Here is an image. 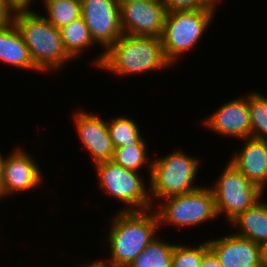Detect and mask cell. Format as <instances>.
<instances>
[{"mask_svg":"<svg viewBox=\"0 0 267 267\" xmlns=\"http://www.w3.org/2000/svg\"><path fill=\"white\" fill-rule=\"evenodd\" d=\"M194 157L177 149L153 160L148 180L152 206L156 205L153 199L160 201L171 196L196 191L201 187L193 184L201 167L199 164L201 160Z\"/></svg>","mask_w":267,"mask_h":267,"instance_id":"obj_4","label":"cell"},{"mask_svg":"<svg viewBox=\"0 0 267 267\" xmlns=\"http://www.w3.org/2000/svg\"><path fill=\"white\" fill-rule=\"evenodd\" d=\"M262 266L267 267V242L261 245Z\"/></svg>","mask_w":267,"mask_h":267,"instance_id":"obj_31","label":"cell"},{"mask_svg":"<svg viewBox=\"0 0 267 267\" xmlns=\"http://www.w3.org/2000/svg\"><path fill=\"white\" fill-rule=\"evenodd\" d=\"M72 117L77 136L84 150L90 154L93 165L111 161L115 147L110 137L107 121L93 111L88 113L78 110Z\"/></svg>","mask_w":267,"mask_h":267,"instance_id":"obj_12","label":"cell"},{"mask_svg":"<svg viewBox=\"0 0 267 267\" xmlns=\"http://www.w3.org/2000/svg\"><path fill=\"white\" fill-rule=\"evenodd\" d=\"M5 156L0 152V200H2V180H3V165Z\"/></svg>","mask_w":267,"mask_h":267,"instance_id":"obj_30","label":"cell"},{"mask_svg":"<svg viewBox=\"0 0 267 267\" xmlns=\"http://www.w3.org/2000/svg\"><path fill=\"white\" fill-rule=\"evenodd\" d=\"M207 116L202 122L215 134L238 140L251 137L248 95L221 104L214 113Z\"/></svg>","mask_w":267,"mask_h":267,"instance_id":"obj_13","label":"cell"},{"mask_svg":"<svg viewBox=\"0 0 267 267\" xmlns=\"http://www.w3.org/2000/svg\"><path fill=\"white\" fill-rule=\"evenodd\" d=\"M251 137L267 141V97L259 91L248 94Z\"/></svg>","mask_w":267,"mask_h":267,"instance_id":"obj_23","label":"cell"},{"mask_svg":"<svg viewBox=\"0 0 267 267\" xmlns=\"http://www.w3.org/2000/svg\"><path fill=\"white\" fill-rule=\"evenodd\" d=\"M205 2L210 5V6H213V7H219V2L221 3V0H205Z\"/></svg>","mask_w":267,"mask_h":267,"instance_id":"obj_32","label":"cell"},{"mask_svg":"<svg viewBox=\"0 0 267 267\" xmlns=\"http://www.w3.org/2000/svg\"><path fill=\"white\" fill-rule=\"evenodd\" d=\"M137 123L132 117L120 115L108 121L110 137L114 147H128L131 145H147L143 134Z\"/></svg>","mask_w":267,"mask_h":267,"instance_id":"obj_19","label":"cell"},{"mask_svg":"<svg viewBox=\"0 0 267 267\" xmlns=\"http://www.w3.org/2000/svg\"><path fill=\"white\" fill-rule=\"evenodd\" d=\"M15 8L7 1L0 0V28L13 22Z\"/></svg>","mask_w":267,"mask_h":267,"instance_id":"obj_26","label":"cell"},{"mask_svg":"<svg viewBox=\"0 0 267 267\" xmlns=\"http://www.w3.org/2000/svg\"><path fill=\"white\" fill-rule=\"evenodd\" d=\"M222 267H263L261 245L232 232L207 240Z\"/></svg>","mask_w":267,"mask_h":267,"instance_id":"obj_14","label":"cell"},{"mask_svg":"<svg viewBox=\"0 0 267 267\" xmlns=\"http://www.w3.org/2000/svg\"><path fill=\"white\" fill-rule=\"evenodd\" d=\"M46 16L44 18L57 29L81 17V0H41Z\"/></svg>","mask_w":267,"mask_h":267,"instance_id":"obj_21","label":"cell"},{"mask_svg":"<svg viewBox=\"0 0 267 267\" xmlns=\"http://www.w3.org/2000/svg\"><path fill=\"white\" fill-rule=\"evenodd\" d=\"M15 9L31 8L34 0H7ZM31 4V5H30Z\"/></svg>","mask_w":267,"mask_h":267,"instance_id":"obj_28","label":"cell"},{"mask_svg":"<svg viewBox=\"0 0 267 267\" xmlns=\"http://www.w3.org/2000/svg\"><path fill=\"white\" fill-rule=\"evenodd\" d=\"M161 202L159 208L153 207L158 217L159 230L166 224L182 229L186 226L200 227V224L218 219L214 194L209 185L187 194L162 199Z\"/></svg>","mask_w":267,"mask_h":267,"instance_id":"obj_7","label":"cell"},{"mask_svg":"<svg viewBox=\"0 0 267 267\" xmlns=\"http://www.w3.org/2000/svg\"><path fill=\"white\" fill-rule=\"evenodd\" d=\"M81 16L90 30L96 44L104 51L92 59L99 68L104 53L123 35L120 24V5L116 0H81Z\"/></svg>","mask_w":267,"mask_h":267,"instance_id":"obj_9","label":"cell"},{"mask_svg":"<svg viewBox=\"0 0 267 267\" xmlns=\"http://www.w3.org/2000/svg\"><path fill=\"white\" fill-rule=\"evenodd\" d=\"M167 12L198 10L203 8H215L208 5L205 0H160Z\"/></svg>","mask_w":267,"mask_h":267,"instance_id":"obj_25","label":"cell"},{"mask_svg":"<svg viewBox=\"0 0 267 267\" xmlns=\"http://www.w3.org/2000/svg\"><path fill=\"white\" fill-rule=\"evenodd\" d=\"M99 188L106 196L114 198L126 205L119 211H143L153 208L149 183L146 187L144 178L140 173L127 170L112 160L97 163ZM144 182V183H143Z\"/></svg>","mask_w":267,"mask_h":267,"instance_id":"obj_6","label":"cell"},{"mask_svg":"<svg viewBox=\"0 0 267 267\" xmlns=\"http://www.w3.org/2000/svg\"><path fill=\"white\" fill-rule=\"evenodd\" d=\"M155 237L128 267H172L175 244Z\"/></svg>","mask_w":267,"mask_h":267,"instance_id":"obj_20","label":"cell"},{"mask_svg":"<svg viewBox=\"0 0 267 267\" xmlns=\"http://www.w3.org/2000/svg\"><path fill=\"white\" fill-rule=\"evenodd\" d=\"M242 141L244 145L229 162L264 191L267 189V141L252 137Z\"/></svg>","mask_w":267,"mask_h":267,"instance_id":"obj_15","label":"cell"},{"mask_svg":"<svg viewBox=\"0 0 267 267\" xmlns=\"http://www.w3.org/2000/svg\"><path fill=\"white\" fill-rule=\"evenodd\" d=\"M13 23L28 47L31 60L40 73L62 71L65 63L74 59L67 53L60 29L49 23L44 15L29 9H15Z\"/></svg>","mask_w":267,"mask_h":267,"instance_id":"obj_2","label":"cell"},{"mask_svg":"<svg viewBox=\"0 0 267 267\" xmlns=\"http://www.w3.org/2000/svg\"><path fill=\"white\" fill-rule=\"evenodd\" d=\"M200 267H222L216 255L209 249L204 255Z\"/></svg>","mask_w":267,"mask_h":267,"instance_id":"obj_27","label":"cell"},{"mask_svg":"<svg viewBox=\"0 0 267 267\" xmlns=\"http://www.w3.org/2000/svg\"><path fill=\"white\" fill-rule=\"evenodd\" d=\"M22 147L5 156L3 165L2 198L36 190L44 181L43 173L33 155ZM36 188V189H35ZM16 193V194H15Z\"/></svg>","mask_w":267,"mask_h":267,"instance_id":"obj_11","label":"cell"},{"mask_svg":"<svg viewBox=\"0 0 267 267\" xmlns=\"http://www.w3.org/2000/svg\"><path fill=\"white\" fill-rule=\"evenodd\" d=\"M117 212L110 219L111 227L107 235L110 259L106 261L112 267H128L157 236L159 221L153 208Z\"/></svg>","mask_w":267,"mask_h":267,"instance_id":"obj_1","label":"cell"},{"mask_svg":"<svg viewBox=\"0 0 267 267\" xmlns=\"http://www.w3.org/2000/svg\"><path fill=\"white\" fill-rule=\"evenodd\" d=\"M103 258L102 260H96V262L88 263L87 265H82V267H112L106 260Z\"/></svg>","mask_w":267,"mask_h":267,"instance_id":"obj_29","label":"cell"},{"mask_svg":"<svg viewBox=\"0 0 267 267\" xmlns=\"http://www.w3.org/2000/svg\"><path fill=\"white\" fill-rule=\"evenodd\" d=\"M209 250L207 240L199 245L175 243L172 255V267H200L203 255Z\"/></svg>","mask_w":267,"mask_h":267,"instance_id":"obj_24","label":"cell"},{"mask_svg":"<svg viewBox=\"0 0 267 267\" xmlns=\"http://www.w3.org/2000/svg\"><path fill=\"white\" fill-rule=\"evenodd\" d=\"M217 8L167 12L161 42L166 60L174 66L207 32ZM174 64V65H173Z\"/></svg>","mask_w":267,"mask_h":267,"instance_id":"obj_5","label":"cell"},{"mask_svg":"<svg viewBox=\"0 0 267 267\" xmlns=\"http://www.w3.org/2000/svg\"><path fill=\"white\" fill-rule=\"evenodd\" d=\"M119 5H122L126 2H132V1H143V0H116Z\"/></svg>","mask_w":267,"mask_h":267,"instance_id":"obj_33","label":"cell"},{"mask_svg":"<svg viewBox=\"0 0 267 267\" xmlns=\"http://www.w3.org/2000/svg\"><path fill=\"white\" fill-rule=\"evenodd\" d=\"M262 200L263 197L230 223L238 228L235 234L260 245L267 242V201Z\"/></svg>","mask_w":267,"mask_h":267,"instance_id":"obj_17","label":"cell"},{"mask_svg":"<svg viewBox=\"0 0 267 267\" xmlns=\"http://www.w3.org/2000/svg\"><path fill=\"white\" fill-rule=\"evenodd\" d=\"M161 38L123 34L105 53L99 70L114 76H132L171 67Z\"/></svg>","mask_w":267,"mask_h":267,"instance_id":"obj_3","label":"cell"},{"mask_svg":"<svg viewBox=\"0 0 267 267\" xmlns=\"http://www.w3.org/2000/svg\"><path fill=\"white\" fill-rule=\"evenodd\" d=\"M60 33L65 50L74 60L95 44L82 16L60 28Z\"/></svg>","mask_w":267,"mask_h":267,"instance_id":"obj_18","label":"cell"},{"mask_svg":"<svg viewBox=\"0 0 267 267\" xmlns=\"http://www.w3.org/2000/svg\"><path fill=\"white\" fill-rule=\"evenodd\" d=\"M0 62L17 69L39 73L31 60L27 45L13 22L0 28Z\"/></svg>","mask_w":267,"mask_h":267,"instance_id":"obj_16","label":"cell"},{"mask_svg":"<svg viewBox=\"0 0 267 267\" xmlns=\"http://www.w3.org/2000/svg\"><path fill=\"white\" fill-rule=\"evenodd\" d=\"M209 186L214 194L216 213L228 220V224L252 207L264 194L256 184L248 180L230 162L216 180Z\"/></svg>","mask_w":267,"mask_h":267,"instance_id":"obj_8","label":"cell"},{"mask_svg":"<svg viewBox=\"0 0 267 267\" xmlns=\"http://www.w3.org/2000/svg\"><path fill=\"white\" fill-rule=\"evenodd\" d=\"M148 145H131L128 147H116L114 149L112 161L117 165L131 171L140 173V170L148 168L150 178L152 163L148 155Z\"/></svg>","mask_w":267,"mask_h":267,"instance_id":"obj_22","label":"cell"},{"mask_svg":"<svg viewBox=\"0 0 267 267\" xmlns=\"http://www.w3.org/2000/svg\"><path fill=\"white\" fill-rule=\"evenodd\" d=\"M167 10L160 0L126 2L120 5L123 34L160 38Z\"/></svg>","mask_w":267,"mask_h":267,"instance_id":"obj_10","label":"cell"}]
</instances>
